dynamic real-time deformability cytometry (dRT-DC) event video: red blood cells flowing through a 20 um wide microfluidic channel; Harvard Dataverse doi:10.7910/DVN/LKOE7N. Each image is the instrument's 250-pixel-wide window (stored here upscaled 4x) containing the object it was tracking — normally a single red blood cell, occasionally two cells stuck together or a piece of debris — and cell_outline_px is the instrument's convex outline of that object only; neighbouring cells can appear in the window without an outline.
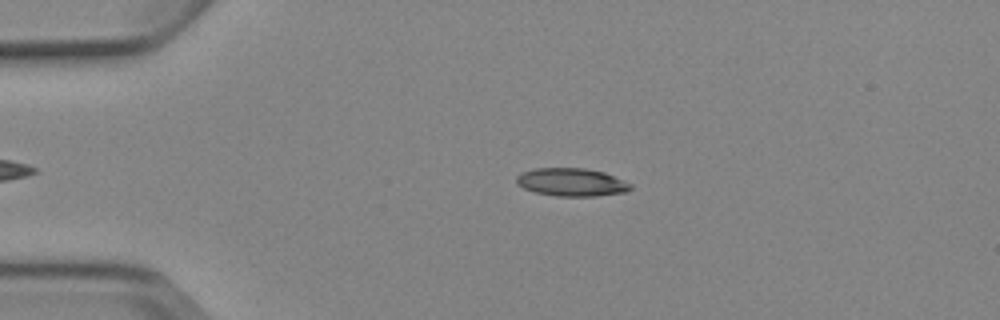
{"species": "Egyptian fruit bat (a non-hibernating species)", "species_latin": "Rousettus aegyptiacus", "temperature_condition": "cold", "stored_images_in_passage": 3, "camera_frame_rate_fps": 3000, "um_per_image_px": 0.085, "animal": {"sex": "female"}, "frame": {"image": 1, "passage_image": 2, "time_ms": 1.0, "image_size_px": [1000, 320], "cell_outline_px": [[632, 188], [628, 192], [596, 196], [556, 196], [536, 192], [524, 188], [516, 184], [516, 176], [520, 172], [532, 168], [584, 168], [604, 172], [624, 180], [632, 184]], "centroid_in_image_um": [48.58, 15.48], "position_along_channel_um": 36.4, "area_um2": 18.84}}